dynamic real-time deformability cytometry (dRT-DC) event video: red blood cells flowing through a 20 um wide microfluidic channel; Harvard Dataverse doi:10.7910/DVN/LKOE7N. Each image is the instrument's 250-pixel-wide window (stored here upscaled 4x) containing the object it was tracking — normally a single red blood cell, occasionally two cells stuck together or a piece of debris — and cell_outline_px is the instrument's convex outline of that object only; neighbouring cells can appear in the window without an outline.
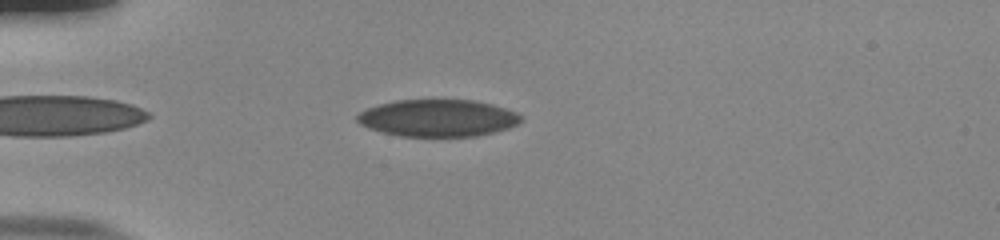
{"species": "human", "species_latin": "Homo sapiens", "temperature_condition": "room temperature", "stored_images_in_passage": 42, "camera_frame_rate_fps": 3000, "um_per_image_px": 0.085, "donor": {"sex": "male"}, "frame": {"image": 1, "passage_image": 3, "time_ms": 0.667, "image_size_px": [1000, 240], "cell_outline_px": [[524, 120], [508, 128], [476, 136], [400, 136], [368, 128], [360, 124], [356, 120], [356, 116], [360, 112], [368, 108], [380, 104], [396, 100], [472, 100], [492, 104], [516, 112]], "centroid_in_image_um": [37.21, 10.03], "position_along_channel_um": 47.8, "area_um2": 35.14}}
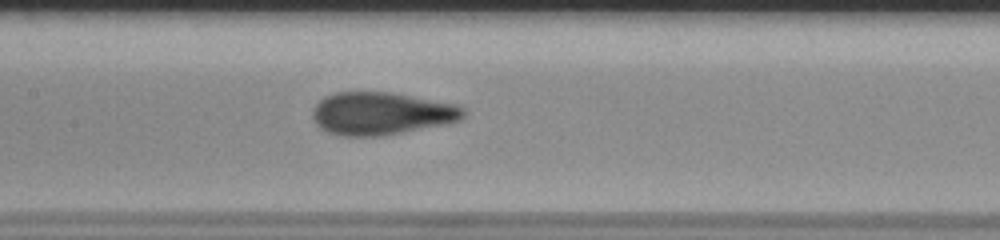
{"frame": {"image": 2, "passage_image": 15, "time_ms": 4.667, "image_size_px": [1000, 240], "cell_outline_px": [[464, 116], [460, 120], [448, 124], [384, 136], [340, 136], [324, 132], [316, 124], [312, 116], [312, 112], [316, 104], [324, 96], [336, 92], [392, 92], [456, 104], [464, 108]], "centroid_in_image_um": [32.4, 9.66], "position_along_channel_um": 175.0, "area_um2": 37.97}}
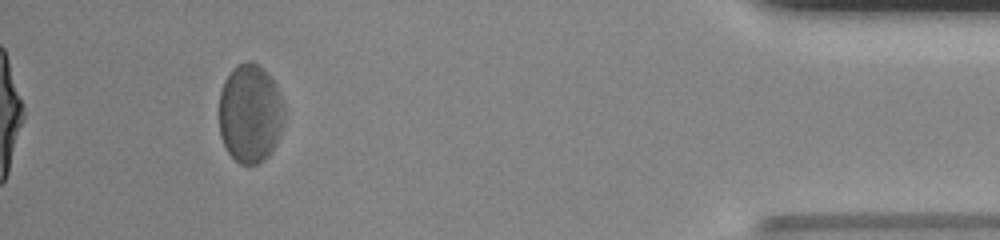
{"frame": {"image": 3, "passage_image": 38, "time_ms": 12.333, "image_size_px": [1000, 240], "cell_outline_px": [[284, 116], [280, 136], [276, 144], [268, 156], [264, 160], [256, 164], [240, 164], [228, 152], [220, 136], [220, 92], [224, 80], [232, 68], [236, 64], [248, 60], [264, 68], [272, 76], [280, 92], [284, 104]], "centroid_in_image_um": [21.28, 9.61], "position_along_channel_um": 413.9, "area_um2": 37.97}, "authors_computed_cell_mechanics": {"area_um2": 37.9457, "velocity_mm_per_s": 3.799, "shape_relaxation_time_tau1_ms": 3.6398, "shape_relaxation_time_tau2_ms": 1.0894, "deformation_change_tau1": 0.0891, "deformation_change_tau2": 0.0727}}